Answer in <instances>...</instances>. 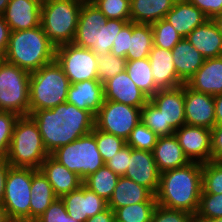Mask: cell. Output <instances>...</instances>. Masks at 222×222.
<instances>
[{"mask_svg":"<svg viewBox=\"0 0 222 222\" xmlns=\"http://www.w3.org/2000/svg\"><path fill=\"white\" fill-rule=\"evenodd\" d=\"M30 116L36 122L49 154L92 132L95 127L94 114L67 102L52 109L34 111Z\"/></svg>","mask_w":222,"mask_h":222,"instance_id":"1","label":"cell"},{"mask_svg":"<svg viewBox=\"0 0 222 222\" xmlns=\"http://www.w3.org/2000/svg\"><path fill=\"white\" fill-rule=\"evenodd\" d=\"M202 192V164L187 165L160 173L155 194L157 205L195 215Z\"/></svg>","mask_w":222,"mask_h":222,"instance_id":"2","label":"cell"},{"mask_svg":"<svg viewBox=\"0 0 222 222\" xmlns=\"http://www.w3.org/2000/svg\"><path fill=\"white\" fill-rule=\"evenodd\" d=\"M56 47L42 26L11 31L4 60L28 72L39 70L55 61Z\"/></svg>","mask_w":222,"mask_h":222,"instance_id":"3","label":"cell"},{"mask_svg":"<svg viewBox=\"0 0 222 222\" xmlns=\"http://www.w3.org/2000/svg\"><path fill=\"white\" fill-rule=\"evenodd\" d=\"M69 79L56 61L31 72L29 81V115L52 109L66 102Z\"/></svg>","mask_w":222,"mask_h":222,"instance_id":"4","label":"cell"},{"mask_svg":"<svg viewBox=\"0 0 222 222\" xmlns=\"http://www.w3.org/2000/svg\"><path fill=\"white\" fill-rule=\"evenodd\" d=\"M49 155L34 119L30 115L19 116L6 158L10 166L39 170Z\"/></svg>","mask_w":222,"mask_h":222,"instance_id":"5","label":"cell"},{"mask_svg":"<svg viewBox=\"0 0 222 222\" xmlns=\"http://www.w3.org/2000/svg\"><path fill=\"white\" fill-rule=\"evenodd\" d=\"M83 1L44 0L41 3V26L56 48L73 43Z\"/></svg>","mask_w":222,"mask_h":222,"instance_id":"6","label":"cell"},{"mask_svg":"<svg viewBox=\"0 0 222 222\" xmlns=\"http://www.w3.org/2000/svg\"><path fill=\"white\" fill-rule=\"evenodd\" d=\"M50 155L68 170L78 174L83 181L105 165L97 147L94 129L77 140L57 148Z\"/></svg>","mask_w":222,"mask_h":222,"instance_id":"7","label":"cell"},{"mask_svg":"<svg viewBox=\"0 0 222 222\" xmlns=\"http://www.w3.org/2000/svg\"><path fill=\"white\" fill-rule=\"evenodd\" d=\"M30 72L0 60V111L29 115Z\"/></svg>","mask_w":222,"mask_h":222,"instance_id":"8","label":"cell"},{"mask_svg":"<svg viewBox=\"0 0 222 222\" xmlns=\"http://www.w3.org/2000/svg\"><path fill=\"white\" fill-rule=\"evenodd\" d=\"M35 171L32 168L9 167L2 203L10 220L30 222L31 183Z\"/></svg>","mask_w":222,"mask_h":222,"instance_id":"9","label":"cell"},{"mask_svg":"<svg viewBox=\"0 0 222 222\" xmlns=\"http://www.w3.org/2000/svg\"><path fill=\"white\" fill-rule=\"evenodd\" d=\"M96 54L87 48L65 44L56 48L55 61L62 68L70 84L98 80Z\"/></svg>","mask_w":222,"mask_h":222,"instance_id":"10","label":"cell"},{"mask_svg":"<svg viewBox=\"0 0 222 222\" xmlns=\"http://www.w3.org/2000/svg\"><path fill=\"white\" fill-rule=\"evenodd\" d=\"M141 121V109L112 100H104L95 115V127L108 134L128 139L131 131Z\"/></svg>","mask_w":222,"mask_h":222,"instance_id":"11","label":"cell"},{"mask_svg":"<svg viewBox=\"0 0 222 222\" xmlns=\"http://www.w3.org/2000/svg\"><path fill=\"white\" fill-rule=\"evenodd\" d=\"M179 144L190 162L211 161V130L205 127L183 125L175 131Z\"/></svg>","mask_w":222,"mask_h":222,"instance_id":"12","label":"cell"},{"mask_svg":"<svg viewBox=\"0 0 222 222\" xmlns=\"http://www.w3.org/2000/svg\"><path fill=\"white\" fill-rule=\"evenodd\" d=\"M185 124L212 129L216 125L214 96L191 89L184 83Z\"/></svg>","mask_w":222,"mask_h":222,"instance_id":"13","label":"cell"},{"mask_svg":"<svg viewBox=\"0 0 222 222\" xmlns=\"http://www.w3.org/2000/svg\"><path fill=\"white\" fill-rule=\"evenodd\" d=\"M68 215L78 222H86L89 217L106 210L108 202L91 191L84 184L77 190L61 197Z\"/></svg>","mask_w":222,"mask_h":222,"instance_id":"14","label":"cell"},{"mask_svg":"<svg viewBox=\"0 0 222 222\" xmlns=\"http://www.w3.org/2000/svg\"><path fill=\"white\" fill-rule=\"evenodd\" d=\"M149 100L160 110L164 127L174 131L185 125L184 84L171 89L158 90Z\"/></svg>","mask_w":222,"mask_h":222,"instance_id":"15","label":"cell"},{"mask_svg":"<svg viewBox=\"0 0 222 222\" xmlns=\"http://www.w3.org/2000/svg\"><path fill=\"white\" fill-rule=\"evenodd\" d=\"M124 177L146 187L155 195L159 187L160 172L153 152L131 147L128 169Z\"/></svg>","mask_w":222,"mask_h":222,"instance_id":"16","label":"cell"},{"mask_svg":"<svg viewBox=\"0 0 222 222\" xmlns=\"http://www.w3.org/2000/svg\"><path fill=\"white\" fill-rule=\"evenodd\" d=\"M104 100H112L125 105L142 108L149 97L141 91L126 70L103 83Z\"/></svg>","mask_w":222,"mask_h":222,"instance_id":"17","label":"cell"},{"mask_svg":"<svg viewBox=\"0 0 222 222\" xmlns=\"http://www.w3.org/2000/svg\"><path fill=\"white\" fill-rule=\"evenodd\" d=\"M40 0H10L2 14L11 31L26 30L41 25Z\"/></svg>","mask_w":222,"mask_h":222,"instance_id":"18","label":"cell"},{"mask_svg":"<svg viewBox=\"0 0 222 222\" xmlns=\"http://www.w3.org/2000/svg\"><path fill=\"white\" fill-rule=\"evenodd\" d=\"M39 170L47 178L58 198L83 185V180L78 174L68 170L51 155L42 162Z\"/></svg>","mask_w":222,"mask_h":222,"instance_id":"19","label":"cell"},{"mask_svg":"<svg viewBox=\"0 0 222 222\" xmlns=\"http://www.w3.org/2000/svg\"><path fill=\"white\" fill-rule=\"evenodd\" d=\"M148 59L156 87L159 90L171 89L184 84L176 73L171 50L153 46Z\"/></svg>","mask_w":222,"mask_h":222,"instance_id":"20","label":"cell"},{"mask_svg":"<svg viewBox=\"0 0 222 222\" xmlns=\"http://www.w3.org/2000/svg\"><path fill=\"white\" fill-rule=\"evenodd\" d=\"M107 18L90 0H84L79 13L77 31L73 43L89 49L95 43L97 30L106 24Z\"/></svg>","mask_w":222,"mask_h":222,"instance_id":"21","label":"cell"},{"mask_svg":"<svg viewBox=\"0 0 222 222\" xmlns=\"http://www.w3.org/2000/svg\"><path fill=\"white\" fill-rule=\"evenodd\" d=\"M104 101L103 83L99 80H86L70 84L66 102L79 109L96 115Z\"/></svg>","mask_w":222,"mask_h":222,"instance_id":"22","label":"cell"},{"mask_svg":"<svg viewBox=\"0 0 222 222\" xmlns=\"http://www.w3.org/2000/svg\"><path fill=\"white\" fill-rule=\"evenodd\" d=\"M186 84L204 94L212 96L222 94V56L206 58Z\"/></svg>","mask_w":222,"mask_h":222,"instance_id":"23","label":"cell"},{"mask_svg":"<svg viewBox=\"0 0 222 222\" xmlns=\"http://www.w3.org/2000/svg\"><path fill=\"white\" fill-rule=\"evenodd\" d=\"M205 58L222 56V34L213 19H208L185 37Z\"/></svg>","mask_w":222,"mask_h":222,"instance_id":"24","label":"cell"},{"mask_svg":"<svg viewBox=\"0 0 222 222\" xmlns=\"http://www.w3.org/2000/svg\"><path fill=\"white\" fill-rule=\"evenodd\" d=\"M164 19L183 38L208 20L205 14L188 0H177L174 7L165 15Z\"/></svg>","mask_w":222,"mask_h":222,"instance_id":"25","label":"cell"},{"mask_svg":"<svg viewBox=\"0 0 222 222\" xmlns=\"http://www.w3.org/2000/svg\"><path fill=\"white\" fill-rule=\"evenodd\" d=\"M152 152L160 173L190 163L175 135L159 137Z\"/></svg>","mask_w":222,"mask_h":222,"instance_id":"26","label":"cell"},{"mask_svg":"<svg viewBox=\"0 0 222 222\" xmlns=\"http://www.w3.org/2000/svg\"><path fill=\"white\" fill-rule=\"evenodd\" d=\"M171 51L176 73L184 83L197 72L206 59L186 38H182Z\"/></svg>","mask_w":222,"mask_h":222,"instance_id":"27","label":"cell"},{"mask_svg":"<svg viewBox=\"0 0 222 222\" xmlns=\"http://www.w3.org/2000/svg\"><path fill=\"white\" fill-rule=\"evenodd\" d=\"M154 194L146 187L129 178L120 176L114 192L108 201V207L114 212L117 208L147 202Z\"/></svg>","mask_w":222,"mask_h":222,"instance_id":"28","label":"cell"},{"mask_svg":"<svg viewBox=\"0 0 222 222\" xmlns=\"http://www.w3.org/2000/svg\"><path fill=\"white\" fill-rule=\"evenodd\" d=\"M177 0H131L130 21L136 24H153L174 7Z\"/></svg>","mask_w":222,"mask_h":222,"instance_id":"29","label":"cell"},{"mask_svg":"<svg viewBox=\"0 0 222 222\" xmlns=\"http://www.w3.org/2000/svg\"><path fill=\"white\" fill-rule=\"evenodd\" d=\"M58 197L40 170L32 175L30 222L37 220Z\"/></svg>","mask_w":222,"mask_h":222,"instance_id":"30","label":"cell"},{"mask_svg":"<svg viewBox=\"0 0 222 222\" xmlns=\"http://www.w3.org/2000/svg\"><path fill=\"white\" fill-rule=\"evenodd\" d=\"M153 47V32L151 24H136L132 22L129 51L126 60H138L149 57Z\"/></svg>","mask_w":222,"mask_h":222,"instance_id":"31","label":"cell"},{"mask_svg":"<svg viewBox=\"0 0 222 222\" xmlns=\"http://www.w3.org/2000/svg\"><path fill=\"white\" fill-rule=\"evenodd\" d=\"M125 70L136 86L149 98L159 90L156 87L148 57L138 60H127Z\"/></svg>","mask_w":222,"mask_h":222,"instance_id":"32","label":"cell"},{"mask_svg":"<svg viewBox=\"0 0 222 222\" xmlns=\"http://www.w3.org/2000/svg\"><path fill=\"white\" fill-rule=\"evenodd\" d=\"M119 177L118 174L104 165L95 173L88 176L83 181V184L95 192L97 196L104 198L108 202L114 192Z\"/></svg>","mask_w":222,"mask_h":222,"instance_id":"33","label":"cell"},{"mask_svg":"<svg viewBox=\"0 0 222 222\" xmlns=\"http://www.w3.org/2000/svg\"><path fill=\"white\" fill-rule=\"evenodd\" d=\"M157 206L155 195L147 202L123 206L114 211L115 222H149Z\"/></svg>","mask_w":222,"mask_h":222,"instance_id":"34","label":"cell"},{"mask_svg":"<svg viewBox=\"0 0 222 222\" xmlns=\"http://www.w3.org/2000/svg\"><path fill=\"white\" fill-rule=\"evenodd\" d=\"M129 21L108 19L106 24L97 30L95 43L89 48L96 56L106 55L111 52L114 38L120 32L122 27Z\"/></svg>","mask_w":222,"mask_h":222,"instance_id":"35","label":"cell"},{"mask_svg":"<svg viewBox=\"0 0 222 222\" xmlns=\"http://www.w3.org/2000/svg\"><path fill=\"white\" fill-rule=\"evenodd\" d=\"M151 26L153 32V46L172 50L183 38L164 18L154 22Z\"/></svg>","mask_w":222,"mask_h":222,"instance_id":"36","label":"cell"},{"mask_svg":"<svg viewBox=\"0 0 222 222\" xmlns=\"http://www.w3.org/2000/svg\"><path fill=\"white\" fill-rule=\"evenodd\" d=\"M201 194H222V162L208 161L202 164Z\"/></svg>","mask_w":222,"mask_h":222,"instance_id":"37","label":"cell"},{"mask_svg":"<svg viewBox=\"0 0 222 222\" xmlns=\"http://www.w3.org/2000/svg\"><path fill=\"white\" fill-rule=\"evenodd\" d=\"M141 121L159 137L175 133L171 127H164L162 113L150 100L141 108Z\"/></svg>","mask_w":222,"mask_h":222,"instance_id":"38","label":"cell"},{"mask_svg":"<svg viewBox=\"0 0 222 222\" xmlns=\"http://www.w3.org/2000/svg\"><path fill=\"white\" fill-rule=\"evenodd\" d=\"M158 138V135L140 121L131 131L128 139L126 140V145L134 149L152 152Z\"/></svg>","mask_w":222,"mask_h":222,"instance_id":"39","label":"cell"},{"mask_svg":"<svg viewBox=\"0 0 222 222\" xmlns=\"http://www.w3.org/2000/svg\"><path fill=\"white\" fill-rule=\"evenodd\" d=\"M127 60L124 57L115 56L111 52L98 56L97 74L98 80L104 83L126 69Z\"/></svg>","mask_w":222,"mask_h":222,"instance_id":"40","label":"cell"},{"mask_svg":"<svg viewBox=\"0 0 222 222\" xmlns=\"http://www.w3.org/2000/svg\"><path fill=\"white\" fill-rule=\"evenodd\" d=\"M107 19L130 21L131 0H90Z\"/></svg>","mask_w":222,"mask_h":222,"instance_id":"41","label":"cell"},{"mask_svg":"<svg viewBox=\"0 0 222 222\" xmlns=\"http://www.w3.org/2000/svg\"><path fill=\"white\" fill-rule=\"evenodd\" d=\"M94 137L104 163L110 160L112 156L126 145V141L124 139L113 134L105 133L98 130L96 127H94Z\"/></svg>","mask_w":222,"mask_h":222,"instance_id":"42","label":"cell"},{"mask_svg":"<svg viewBox=\"0 0 222 222\" xmlns=\"http://www.w3.org/2000/svg\"><path fill=\"white\" fill-rule=\"evenodd\" d=\"M19 115L10 111H0V159L8 156L12 134Z\"/></svg>","mask_w":222,"mask_h":222,"instance_id":"43","label":"cell"},{"mask_svg":"<svg viewBox=\"0 0 222 222\" xmlns=\"http://www.w3.org/2000/svg\"><path fill=\"white\" fill-rule=\"evenodd\" d=\"M195 218H222V194H201Z\"/></svg>","mask_w":222,"mask_h":222,"instance_id":"44","label":"cell"},{"mask_svg":"<svg viewBox=\"0 0 222 222\" xmlns=\"http://www.w3.org/2000/svg\"><path fill=\"white\" fill-rule=\"evenodd\" d=\"M152 222H196V218L193 214L157 205L153 212Z\"/></svg>","mask_w":222,"mask_h":222,"instance_id":"45","label":"cell"},{"mask_svg":"<svg viewBox=\"0 0 222 222\" xmlns=\"http://www.w3.org/2000/svg\"><path fill=\"white\" fill-rule=\"evenodd\" d=\"M34 222H78L71 218L61 198L51 203L49 208Z\"/></svg>","mask_w":222,"mask_h":222,"instance_id":"46","label":"cell"},{"mask_svg":"<svg viewBox=\"0 0 222 222\" xmlns=\"http://www.w3.org/2000/svg\"><path fill=\"white\" fill-rule=\"evenodd\" d=\"M132 35V21L127 22L117 37L114 38L113 47L111 53L115 56L126 58V54L129 51L130 36Z\"/></svg>","mask_w":222,"mask_h":222,"instance_id":"47","label":"cell"},{"mask_svg":"<svg viewBox=\"0 0 222 222\" xmlns=\"http://www.w3.org/2000/svg\"><path fill=\"white\" fill-rule=\"evenodd\" d=\"M131 147L125 145L120 151L108 160L105 165L119 176H124L128 169Z\"/></svg>","mask_w":222,"mask_h":222,"instance_id":"48","label":"cell"},{"mask_svg":"<svg viewBox=\"0 0 222 222\" xmlns=\"http://www.w3.org/2000/svg\"><path fill=\"white\" fill-rule=\"evenodd\" d=\"M199 10H201L208 19H214L222 13V0H188Z\"/></svg>","mask_w":222,"mask_h":222,"instance_id":"49","label":"cell"},{"mask_svg":"<svg viewBox=\"0 0 222 222\" xmlns=\"http://www.w3.org/2000/svg\"><path fill=\"white\" fill-rule=\"evenodd\" d=\"M211 161L222 162V125L211 129Z\"/></svg>","mask_w":222,"mask_h":222,"instance_id":"50","label":"cell"},{"mask_svg":"<svg viewBox=\"0 0 222 222\" xmlns=\"http://www.w3.org/2000/svg\"><path fill=\"white\" fill-rule=\"evenodd\" d=\"M10 27L4 20L3 16L0 15V60L4 58L10 38Z\"/></svg>","mask_w":222,"mask_h":222,"instance_id":"51","label":"cell"},{"mask_svg":"<svg viewBox=\"0 0 222 222\" xmlns=\"http://www.w3.org/2000/svg\"><path fill=\"white\" fill-rule=\"evenodd\" d=\"M10 164L6 159H0V203L3 201L5 192V181Z\"/></svg>","mask_w":222,"mask_h":222,"instance_id":"52","label":"cell"},{"mask_svg":"<svg viewBox=\"0 0 222 222\" xmlns=\"http://www.w3.org/2000/svg\"><path fill=\"white\" fill-rule=\"evenodd\" d=\"M86 222H115V214L108 207L106 210L96 214L93 217H89Z\"/></svg>","mask_w":222,"mask_h":222,"instance_id":"53","label":"cell"},{"mask_svg":"<svg viewBox=\"0 0 222 222\" xmlns=\"http://www.w3.org/2000/svg\"><path fill=\"white\" fill-rule=\"evenodd\" d=\"M216 125H222V94L214 96Z\"/></svg>","mask_w":222,"mask_h":222,"instance_id":"54","label":"cell"},{"mask_svg":"<svg viewBox=\"0 0 222 222\" xmlns=\"http://www.w3.org/2000/svg\"><path fill=\"white\" fill-rule=\"evenodd\" d=\"M9 220L6 208L3 206V203H0V222H8Z\"/></svg>","mask_w":222,"mask_h":222,"instance_id":"55","label":"cell"},{"mask_svg":"<svg viewBox=\"0 0 222 222\" xmlns=\"http://www.w3.org/2000/svg\"><path fill=\"white\" fill-rule=\"evenodd\" d=\"M213 20L218 25L219 31L222 34V13L218 14Z\"/></svg>","mask_w":222,"mask_h":222,"instance_id":"56","label":"cell"},{"mask_svg":"<svg viewBox=\"0 0 222 222\" xmlns=\"http://www.w3.org/2000/svg\"><path fill=\"white\" fill-rule=\"evenodd\" d=\"M9 1L10 0H0V15H2L5 12V9Z\"/></svg>","mask_w":222,"mask_h":222,"instance_id":"57","label":"cell"},{"mask_svg":"<svg viewBox=\"0 0 222 222\" xmlns=\"http://www.w3.org/2000/svg\"><path fill=\"white\" fill-rule=\"evenodd\" d=\"M196 222H222V218L196 219Z\"/></svg>","mask_w":222,"mask_h":222,"instance_id":"58","label":"cell"},{"mask_svg":"<svg viewBox=\"0 0 222 222\" xmlns=\"http://www.w3.org/2000/svg\"><path fill=\"white\" fill-rule=\"evenodd\" d=\"M8 222H21V221L9 220Z\"/></svg>","mask_w":222,"mask_h":222,"instance_id":"59","label":"cell"}]
</instances>
